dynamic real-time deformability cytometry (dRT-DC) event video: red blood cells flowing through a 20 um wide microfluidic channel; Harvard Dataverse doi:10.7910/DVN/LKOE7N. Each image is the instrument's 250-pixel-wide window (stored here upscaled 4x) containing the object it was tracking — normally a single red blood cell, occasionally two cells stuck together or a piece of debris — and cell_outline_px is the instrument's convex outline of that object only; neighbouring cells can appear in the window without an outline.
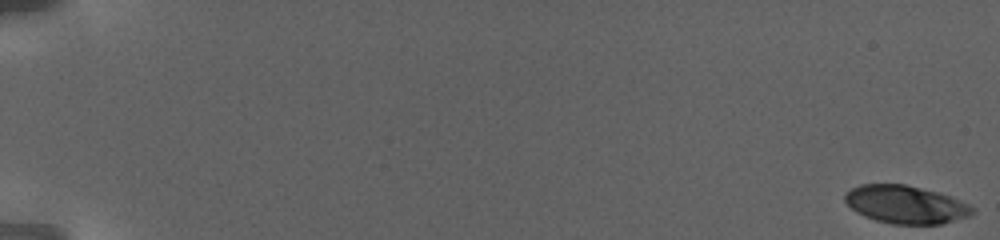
{"species": "human", "species_latin": "Homo sapiens", "temperature_condition": "warm", "stored_images_in_passage": 34, "camera_frame_rate_fps": 3000, "um_per_image_px": 0.085, "donor": {"sex": "female"}, "frame": {"image": 1, "passage_image": 1, "time_ms": 0.0, "image_size_px": [1000, 240], "cell_outline_px": [[976, 208], [968, 216], [940, 224], [892, 224], [876, 220], [864, 216], [856, 212], [844, 200], [844, 192], [860, 184], [904, 184], [936, 192], [948, 196], [968, 204]], "centroid_in_image_um": [76.93, 17.38], "position_along_channel_um": 8.1, "area_um2": 27.92}}